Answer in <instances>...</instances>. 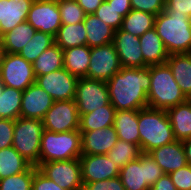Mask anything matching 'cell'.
Returning a JSON list of instances; mask_svg holds the SVG:
<instances>
[{
    "instance_id": "obj_17",
    "label": "cell",
    "mask_w": 191,
    "mask_h": 190,
    "mask_svg": "<svg viewBox=\"0 0 191 190\" xmlns=\"http://www.w3.org/2000/svg\"><path fill=\"white\" fill-rule=\"evenodd\" d=\"M54 99L36 83L22 93L20 117L42 120Z\"/></svg>"
},
{
    "instance_id": "obj_36",
    "label": "cell",
    "mask_w": 191,
    "mask_h": 190,
    "mask_svg": "<svg viewBox=\"0 0 191 190\" xmlns=\"http://www.w3.org/2000/svg\"><path fill=\"white\" fill-rule=\"evenodd\" d=\"M34 165L26 171L0 179V190H32Z\"/></svg>"
},
{
    "instance_id": "obj_48",
    "label": "cell",
    "mask_w": 191,
    "mask_h": 190,
    "mask_svg": "<svg viewBox=\"0 0 191 190\" xmlns=\"http://www.w3.org/2000/svg\"><path fill=\"white\" fill-rule=\"evenodd\" d=\"M187 164L191 165V138L182 141Z\"/></svg>"
},
{
    "instance_id": "obj_31",
    "label": "cell",
    "mask_w": 191,
    "mask_h": 190,
    "mask_svg": "<svg viewBox=\"0 0 191 190\" xmlns=\"http://www.w3.org/2000/svg\"><path fill=\"white\" fill-rule=\"evenodd\" d=\"M30 166L12 146L0 150V179L24 172Z\"/></svg>"
},
{
    "instance_id": "obj_12",
    "label": "cell",
    "mask_w": 191,
    "mask_h": 190,
    "mask_svg": "<svg viewBox=\"0 0 191 190\" xmlns=\"http://www.w3.org/2000/svg\"><path fill=\"white\" fill-rule=\"evenodd\" d=\"M122 68L113 43L91 47L87 78L107 82Z\"/></svg>"
},
{
    "instance_id": "obj_46",
    "label": "cell",
    "mask_w": 191,
    "mask_h": 190,
    "mask_svg": "<svg viewBox=\"0 0 191 190\" xmlns=\"http://www.w3.org/2000/svg\"><path fill=\"white\" fill-rule=\"evenodd\" d=\"M108 3H112L113 7L124 18L131 10L130 0H106Z\"/></svg>"
},
{
    "instance_id": "obj_13",
    "label": "cell",
    "mask_w": 191,
    "mask_h": 190,
    "mask_svg": "<svg viewBox=\"0 0 191 190\" xmlns=\"http://www.w3.org/2000/svg\"><path fill=\"white\" fill-rule=\"evenodd\" d=\"M78 77L65 68L36 77V84L44 89L54 101L74 100Z\"/></svg>"
},
{
    "instance_id": "obj_20",
    "label": "cell",
    "mask_w": 191,
    "mask_h": 190,
    "mask_svg": "<svg viewBox=\"0 0 191 190\" xmlns=\"http://www.w3.org/2000/svg\"><path fill=\"white\" fill-rule=\"evenodd\" d=\"M148 154L153 157L165 174H170L187 165L182 141L155 148Z\"/></svg>"
},
{
    "instance_id": "obj_7",
    "label": "cell",
    "mask_w": 191,
    "mask_h": 190,
    "mask_svg": "<svg viewBox=\"0 0 191 190\" xmlns=\"http://www.w3.org/2000/svg\"><path fill=\"white\" fill-rule=\"evenodd\" d=\"M163 174V170L148 153H142L119 171L125 190H150Z\"/></svg>"
},
{
    "instance_id": "obj_18",
    "label": "cell",
    "mask_w": 191,
    "mask_h": 190,
    "mask_svg": "<svg viewBox=\"0 0 191 190\" xmlns=\"http://www.w3.org/2000/svg\"><path fill=\"white\" fill-rule=\"evenodd\" d=\"M80 133L82 154H107L119 140L113 126Z\"/></svg>"
},
{
    "instance_id": "obj_38",
    "label": "cell",
    "mask_w": 191,
    "mask_h": 190,
    "mask_svg": "<svg viewBox=\"0 0 191 190\" xmlns=\"http://www.w3.org/2000/svg\"><path fill=\"white\" fill-rule=\"evenodd\" d=\"M93 14L115 30H119L122 26L123 17L113 7L112 3H108L106 0Z\"/></svg>"
},
{
    "instance_id": "obj_8",
    "label": "cell",
    "mask_w": 191,
    "mask_h": 190,
    "mask_svg": "<svg viewBox=\"0 0 191 190\" xmlns=\"http://www.w3.org/2000/svg\"><path fill=\"white\" fill-rule=\"evenodd\" d=\"M36 82L33 66L16 53H5L0 67V83L3 86L25 91Z\"/></svg>"
},
{
    "instance_id": "obj_6",
    "label": "cell",
    "mask_w": 191,
    "mask_h": 190,
    "mask_svg": "<svg viewBox=\"0 0 191 190\" xmlns=\"http://www.w3.org/2000/svg\"><path fill=\"white\" fill-rule=\"evenodd\" d=\"M42 120L19 117L15 120L12 147L31 165L39 167Z\"/></svg>"
},
{
    "instance_id": "obj_22",
    "label": "cell",
    "mask_w": 191,
    "mask_h": 190,
    "mask_svg": "<svg viewBox=\"0 0 191 190\" xmlns=\"http://www.w3.org/2000/svg\"><path fill=\"white\" fill-rule=\"evenodd\" d=\"M138 110H118L113 127L120 140L140 146Z\"/></svg>"
},
{
    "instance_id": "obj_14",
    "label": "cell",
    "mask_w": 191,
    "mask_h": 190,
    "mask_svg": "<svg viewBox=\"0 0 191 190\" xmlns=\"http://www.w3.org/2000/svg\"><path fill=\"white\" fill-rule=\"evenodd\" d=\"M26 21L31 24L36 31L48 33L55 37L62 25L57 1L34 0Z\"/></svg>"
},
{
    "instance_id": "obj_19",
    "label": "cell",
    "mask_w": 191,
    "mask_h": 190,
    "mask_svg": "<svg viewBox=\"0 0 191 190\" xmlns=\"http://www.w3.org/2000/svg\"><path fill=\"white\" fill-rule=\"evenodd\" d=\"M34 0H0V37L26 21Z\"/></svg>"
},
{
    "instance_id": "obj_10",
    "label": "cell",
    "mask_w": 191,
    "mask_h": 190,
    "mask_svg": "<svg viewBox=\"0 0 191 190\" xmlns=\"http://www.w3.org/2000/svg\"><path fill=\"white\" fill-rule=\"evenodd\" d=\"M38 169L65 190L83 189L79 158L42 163Z\"/></svg>"
},
{
    "instance_id": "obj_27",
    "label": "cell",
    "mask_w": 191,
    "mask_h": 190,
    "mask_svg": "<svg viewBox=\"0 0 191 190\" xmlns=\"http://www.w3.org/2000/svg\"><path fill=\"white\" fill-rule=\"evenodd\" d=\"M91 48L88 45L63 50L64 68L78 78H87Z\"/></svg>"
},
{
    "instance_id": "obj_50",
    "label": "cell",
    "mask_w": 191,
    "mask_h": 190,
    "mask_svg": "<svg viewBox=\"0 0 191 190\" xmlns=\"http://www.w3.org/2000/svg\"><path fill=\"white\" fill-rule=\"evenodd\" d=\"M187 100L191 101V93L187 96Z\"/></svg>"
},
{
    "instance_id": "obj_34",
    "label": "cell",
    "mask_w": 191,
    "mask_h": 190,
    "mask_svg": "<svg viewBox=\"0 0 191 190\" xmlns=\"http://www.w3.org/2000/svg\"><path fill=\"white\" fill-rule=\"evenodd\" d=\"M54 43V36L41 31H36L31 40L22 48L19 55L32 64L43 51Z\"/></svg>"
},
{
    "instance_id": "obj_40",
    "label": "cell",
    "mask_w": 191,
    "mask_h": 190,
    "mask_svg": "<svg viewBox=\"0 0 191 190\" xmlns=\"http://www.w3.org/2000/svg\"><path fill=\"white\" fill-rule=\"evenodd\" d=\"M133 10H140L157 16L165 10V0H130Z\"/></svg>"
},
{
    "instance_id": "obj_49",
    "label": "cell",
    "mask_w": 191,
    "mask_h": 190,
    "mask_svg": "<svg viewBox=\"0 0 191 190\" xmlns=\"http://www.w3.org/2000/svg\"><path fill=\"white\" fill-rule=\"evenodd\" d=\"M3 54H4V51L1 49V46H0V67H1V60H2Z\"/></svg>"
},
{
    "instance_id": "obj_9",
    "label": "cell",
    "mask_w": 191,
    "mask_h": 190,
    "mask_svg": "<svg viewBox=\"0 0 191 190\" xmlns=\"http://www.w3.org/2000/svg\"><path fill=\"white\" fill-rule=\"evenodd\" d=\"M75 103L79 115L91 113L110 103L105 81L79 78L76 85Z\"/></svg>"
},
{
    "instance_id": "obj_43",
    "label": "cell",
    "mask_w": 191,
    "mask_h": 190,
    "mask_svg": "<svg viewBox=\"0 0 191 190\" xmlns=\"http://www.w3.org/2000/svg\"><path fill=\"white\" fill-rule=\"evenodd\" d=\"M15 120L0 118V150L12 146Z\"/></svg>"
},
{
    "instance_id": "obj_3",
    "label": "cell",
    "mask_w": 191,
    "mask_h": 190,
    "mask_svg": "<svg viewBox=\"0 0 191 190\" xmlns=\"http://www.w3.org/2000/svg\"><path fill=\"white\" fill-rule=\"evenodd\" d=\"M154 28L167 53H191V18L185 14H168L165 10L155 16Z\"/></svg>"
},
{
    "instance_id": "obj_47",
    "label": "cell",
    "mask_w": 191,
    "mask_h": 190,
    "mask_svg": "<svg viewBox=\"0 0 191 190\" xmlns=\"http://www.w3.org/2000/svg\"><path fill=\"white\" fill-rule=\"evenodd\" d=\"M86 14H93L104 0H76Z\"/></svg>"
},
{
    "instance_id": "obj_5",
    "label": "cell",
    "mask_w": 191,
    "mask_h": 190,
    "mask_svg": "<svg viewBox=\"0 0 191 190\" xmlns=\"http://www.w3.org/2000/svg\"><path fill=\"white\" fill-rule=\"evenodd\" d=\"M81 133L79 130L56 133L43 130L40 141L39 166L50 161L80 158Z\"/></svg>"
},
{
    "instance_id": "obj_15",
    "label": "cell",
    "mask_w": 191,
    "mask_h": 190,
    "mask_svg": "<svg viewBox=\"0 0 191 190\" xmlns=\"http://www.w3.org/2000/svg\"><path fill=\"white\" fill-rule=\"evenodd\" d=\"M79 161L83 183H93L119 176L120 169L107 154H82Z\"/></svg>"
},
{
    "instance_id": "obj_21",
    "label": "cell",
    "mask_w": 191,
    "mask_h": 190,
    "mask_svg": "<svg viewBox=\"0 0 191 190\" xmlns=\"http://www.w3.org/2000/svg\"><path fill=\"white\" fill-rule=\"evenodd\" d=\"M139 40L144 66L161 65L166 63L169 54L155 28L145 32L139 37Z\"/></svg>"
},
{
    "instance_id": "obj_37",
    "label": "cell",
    "mask_w": 191,
    "mask_h": 190,
    "mask_svg": "<svg viewBox=\"0 0 191 190\" xmlns=\"http://www.w3.org/2000/svg\"><path fill=\"white\" fill-rule=\"evenodd\" d=\"M57 3L61 24H76L84 21L86 13L76 0H59Z\"/></svg>"
},
{
    "instance_id": "obj_32",
    "label": "cell",
    "mask_w": 191,
    "mask_h": 190,
    "mask_svg": "<svg viewBox=\"0 0 191 190\" xmlns=\"http://www.w3.org/2000/svg\"><path fill=\"white\" fill-rule=\"evenodd\" d=\"M155 15L140 10H131L122 21L121 30L140 37L154 28Z\"/></svg>"
},
{
    "instance_id": "obj_41",
    "label": "cell",
    "mask_w": 191,
    "mask_h": 190,
    "mask_svg": "<svg viewBox=\"0 0 191 190\" xmlns=\"http://www.w3.org/2000/svg\"><path fill=\"white\" fill-rule=\"evenodd\" d=\"M32 190H65L34 166Z\"/></svg>"
},
{
    "instance_id": "obj_25",
    "label": "cell",
    "mask_w": 191,
    "mask_h": 190,
    "mask_svg": "<svg viewBox=\"0 0 191 190\" xmlns=\"http://www.w3.org/2000/svg\"><path fill=\"white\" fill-rule=\"evenodd\" d=\"M36 29L27 21L20 23L0 37V46L5 53L19 54L31 40Z\"/></svg>"
},
{
    "instance_id": "obj_39",
    "label": "cell",
    "mask_w": 191,
    "mask_h": 190,
    "mask_svg": "<svg viewBox=\"0 0 191 190\" xmlns=\"http://www.w3.org/2000/svg\"><path fill=\"white\" fill-rule=\"evenodd\" d=\"M177 190H191V165L184 167L169 174Z\"/></svg>"
},
{
    "instance_id": "obj_44",
    "label": "cell",
    "mask_w": 191,
    "mask_h": 190,
    "mask_svg": "<svg viewBox=\"0 0 191 190\" xmlns=\"http://www.w3.org/2000/svg\"><path fill=\"white\" fill-rule=\"evenodd\" d=\"M168 14H185L191 18V0H165Z\"/></svg>"
},
{
    "instance_id": "obj_1",
    "label": "cell",
    "mask_w": 191,
    "mask_h": 190,
    "mask_svg": "<svg viewBox=\"0 0 191 190\" xmlns=\"http://www.w3.org/2000/svg\"><path fill=\"white\" fill-rule=\"evenodd\" d=\"M109 99L118 110H140L148 107L147 94L151 85L150 66L122 67L107 82Z\"/></svg>"
},
{
    "instance_id": "obj_45",
    "label": "cell",
    "mask_w": 191,
    "mask_h": 190,
    "mask_svg": "<svg viewBox=\"0 0 191 190\" xmlns=\"http://www.w3.org/2000/svg\"><path fill=\"white\" fill-rule=\"evenodd\" d=\"M150 190H177L169 174H163L151 187Z\"/></svg>"
},
{
    "instance_id": "obj_24",
    "label": "cell",
    "mask_w": 191,
    "mask_h": 190,
    "mask_svg": "<svg viewBox=\"0 0 191 190\" xmlns=\"http://www.w3.org/2000/svg\"><path fill=\"white\" fill-rule=\"evenodd\" d=\"M83 23L87 33V45L90 48L113 43L116 30L94 14H86Z\"/></svg>"
},
{
    "instance_id": "obj_33",
    "label": "cell",
    "mask_w": 191,
    "mask_h": 190,
    "mask_svg": "<svg viewBox=\"0 0 191 190\" xmlns=\"http://www.w3.org/2000/svg\"><path fill=\"white\" fill-rule=\"evenodd\" d=\"M23 91L2 85L0 118L16 120L20 117Z\"/></svg>"
},
{
    "instance_id": "obj_11",
    "label": "cell",
    "mask_w": 191,
    "mask_h": 190,
    "mask_svg": "<svg viewBox=\"0 0 191 190\" xmlns=\"http://www.w3.org/2000/svg\"><path fill=\"white\" fill-rule=\"evenodd\" d=\"M80 116L75 100L54 101L42 119L45 130L62 133L79 130Z\"/></svg>"
},
{
    "instance_id": "obj_23",
    "label": "cell",
    "mask_w": 191,
    "mask_h": 190,
    "mask_svg": "<svg viewBox=\"0 0 191 190\" xmlns=\"http://www.w3.org/2000/svg\"><path fill=\"white\" fill-rule=\"evenodd\" d=\"M174 138L184 141L191 138V101L178 104L166 110Z\"/></svg>"
},
{
    "instance_id": "obj_16",
    "label": "cell",
    "mask_w": 191,
    "mask_h": 190,
    "mask_svg": "<svg viewBox=\"0 0 191 190\" xmlns=\"http://www.w3.org/2000/svg\"><path fill=\"white\" fill-rule=\"evenodd\" d=\"M113 45L122 67H144L139 37L119 29L115 31Z\"/></svg>"
},
{
    "instance_id": "obj_28",
    "label": "cell",
    "mask_w": 191,
    "mask_h": 190,
    "mask_svg": "<svg viewBox=\"0 0 191 190\" xmlns=\"http://www.w3.org/2000/svg\"><path fill=\"white\" fill-rule=\"evenodd\" d=\"M116 109L111 103L91 113L79 115V131L89 132L113 126Z\"/></svg>"
},
{
    "instance_id": "obj_51",
    "label": "cell",
    "mask_w": 191,
    "mask_h": 190,
    "mask_svg": "<svg viewBox=\"0 0 191 190\" xmlns=\"http://www.w3.org/2000/svg\"><path fill=\"white\" fill-rule=\"evenodd\" d=\"M1 92H2V85L0 83V97H1Z\"/></svg>"
},
{
    "instance_id": "obj_2",
    "label": "cell",
    "mask_w": 191,
    "mask_h": 190,
    "mask_svg": "<svg viewBox=\"0 0 191 190\" xmlns=\"http://www.w3.org/2000/svg\"><path fill=\"white\" fill-rule=\"evenodd\" d=\"M138 130L142 153L175 141L166 110L149 107L138 110Z\"/></svg>"
},
{
    "instance_id": "obj_35",
    "label": "cell",
    "mask_w": 191,
    "mask_h": 190,
    "mask_svg": "<svg viewBox=\"0 0 191 190\" xmlns=\"http://www.w3.org/2000/svg\"><path fill=\"white\" fill-rule=\"evenodd\" d=\"M141 154L140 146L119 139L107 156L121 169L128 162L138 159Z\"/></svg>"
},
{
    "instance_id": "obj_29",
    "label": "cell",
    "mask_w": 191,
    "mask_h": 190,
    "mask_svg": "<svg viewBox=\"0 0 191 190\" xmlns=\"http://www.w3.org/2000/svg\"><path fill=\"white\" fill-rule=\"evenodd\" d=\"M87 33L83 22L62 24L55 38V43L62 49L87 45Z\"/></svg>"
},
{
    "instance_id": "obj_26",
    "label": "cell",
    "mask_w": 191,
    "mask_h": 190,
    "mask_svg": "<svg viewBox=\"0 0 191 190\" xmlns=\"http://www.w3.org/2000/svg\"><path fill=\"white\" fill-rule=\"evenodd\" d=\"M166 64L181 91L187 97L191 93V53L170 54Z\"/></svg>"
},
{
    "instance_id": "obj_30",
    "label": "cell",
    "mask_w": 191,
    "mask_h": 190,
    "mask_svg": "<svg viewBox=\"0 0 191 190\" xmlns=\"http://www.w3.org/2000/svg\"><path fill=\"white\" fill-rule=\"evenodd\" d=\"M35 77L64 68L63 50L54 43L32 63Z\"/></svg>"
},
{
    "instance_id": "obj_4",
    "label": "cell",
    "mask_w": 191,
    "mask_h": 190,
    "mask_svg": "<svg viewBox=\"0 0 191 190\" xmlns=\"http://www.w3.org/2000/svg\"><path fill=\"white\" fill-rule=\"evenodd\" d=\"M150 77L151 85L147 94L149 108L167 110L187 101L166 63L151 65Z\"/></svg>"
},
{
    "instance_id": "obj_42",
    "label": "cell",
    "mask_w": 191,
    "mask_h": 190,
    "mask_svg": "<svg viewBox=\"0 0 191 190\" xmlns=\"http://www.w3.org/2000/svg\"><path fill=\"white\" fill-rule=\"evenodd\" d=\"M82 190H125L120 177L100 180L93 183H83Z\"/></svg>"
}]
</instances>
